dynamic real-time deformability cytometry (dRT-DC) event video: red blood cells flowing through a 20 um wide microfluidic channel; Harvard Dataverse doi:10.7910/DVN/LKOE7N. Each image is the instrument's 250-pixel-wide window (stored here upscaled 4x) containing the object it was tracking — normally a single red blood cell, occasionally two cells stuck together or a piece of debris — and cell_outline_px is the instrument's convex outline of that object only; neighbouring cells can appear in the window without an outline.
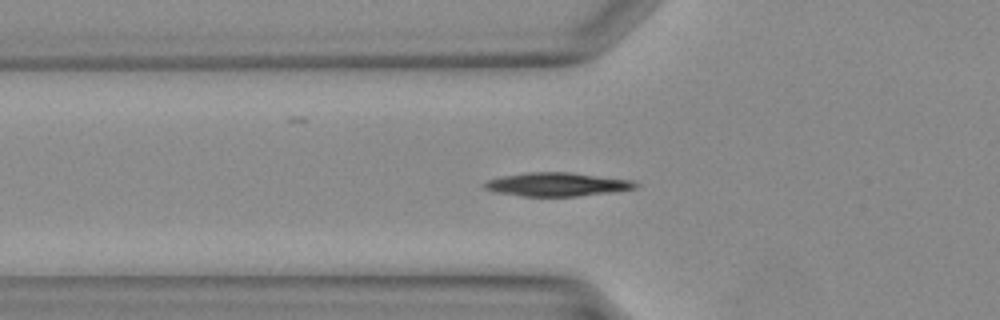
{"species": "Egyptian fruit bat (a non-hibernating species)", "species_latin": "Rousettus aegyptiacus", "temperature_condition": "warm", "stored_images_in_passage": 37, "segment_of_instrument_passage": [1, 2], "camera_frame_rate_fps": 3000, "um_per_image_px": 0.085, "animal": {"sex": "female"}, "frame": {"image": 1, "passage_image": 12, "time_ms": 3.667, "image_size_px": [1000, 320], "cell_outline_px": [[640, 184], [636, 188], [616, 192], [576, 196], [524, 196], [492, 192], [484, 188], [480, 184], [484, 180], [504, 176], [528, 172], [568, 172], [632, 180]], "centroid_in_image_um": [47.31, 15.68], "position_along_channel_um": 78.5, "area_um2": 20.98}}
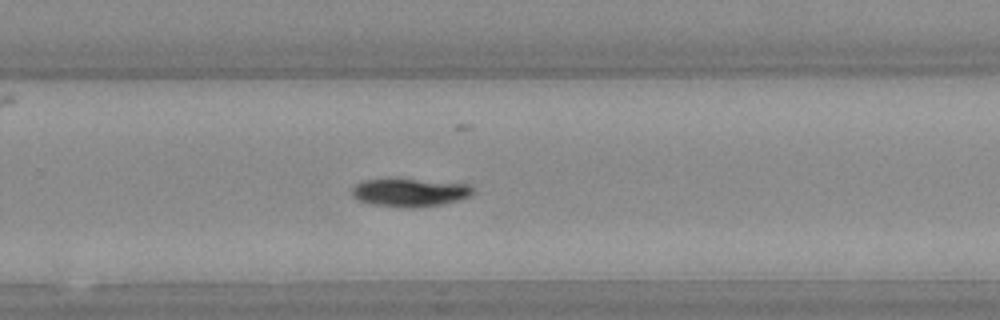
{"frame": {"image": 2, "passage_image": 24, "time_ms": 7.667, "image_size_px": [1000, 320], "cell_outline_px": [[472, 192], [468, 196], [456, 200], [440, 204], [412, 208], [408, 208], [372, 204], [360, 200], [352, 196], [352, 188], [356, 184], [364, 180], [388, 176], [392, 176], [472, 184]], "centroid_in_image_um": [34.78, 16.3], "position_along_channel_um": 295.0, "area_um2": 20.46}}
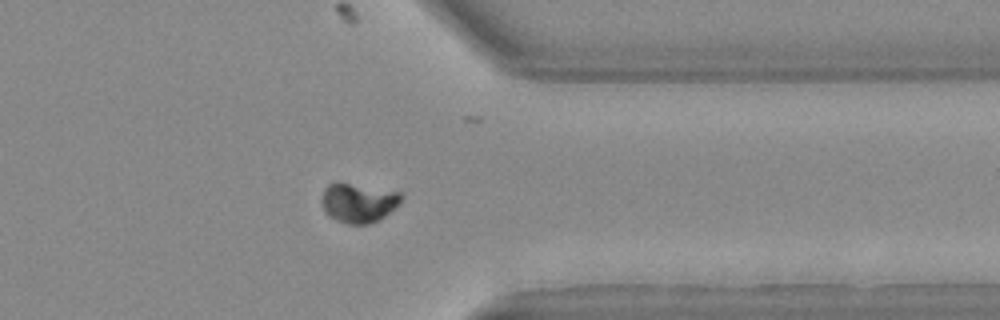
{"frame": {"image": 3, "passage_image": 29, "time_ms": 9.333, "image_size_px": [1000, 320], "cell_outline_px": [[400, 200], [380, 220], [368, 224], [348, 224], [336, 220], [328, 216], [324, 208], [324, 188], [328, 184], [336, 180], [400, 192]], "centroid_in_image_um": [30.42, 17.21], "position_along_channel_um": 381.0, "area_um2": 18.03}}